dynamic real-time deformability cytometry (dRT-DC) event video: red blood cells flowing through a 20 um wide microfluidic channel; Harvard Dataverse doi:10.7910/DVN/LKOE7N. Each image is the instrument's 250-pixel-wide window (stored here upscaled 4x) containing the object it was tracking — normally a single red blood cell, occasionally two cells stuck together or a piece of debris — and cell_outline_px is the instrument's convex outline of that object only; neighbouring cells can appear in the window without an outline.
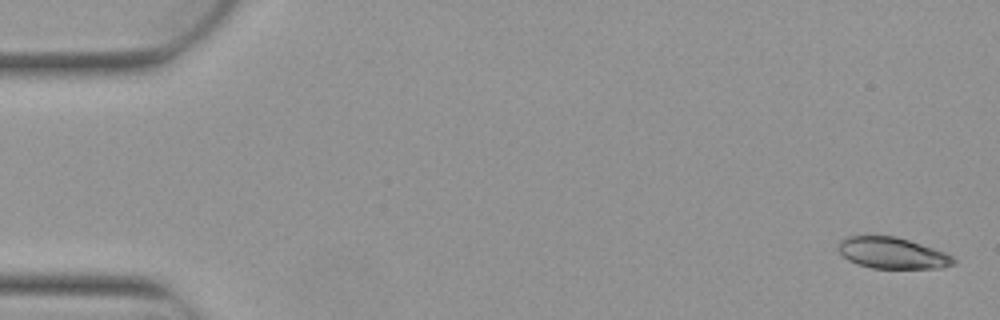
{"species": "Egyptian fruit bat (a non-hibernating species)", "species_latin": "Rousettus aegyptiacus", "temperature_condition": "warm", "stored_images_in_passage": 7, "segment_of_instrument_passage": [1, 2], "camera_frame_rate_fps": 3000, "um_per_image_px": 0.085, "animal": {"sex": "female"}, "frame": {"image": 1, "passage_image": 1, "time_ms": 0.0, "image_size_px": [1000, 320], "cell_outline_px": [[956, 264], [940, 268], [872, 268], [856, 264], [848, 260], [840, 252], [840, 240], [848, 236], [896, 236], [944, 252], [952, 256], [956, 260]], "centroid_in_image_um": [75.86, 21.52], "position_along_channel_um": 9.1, "area_um2": 20.75}}
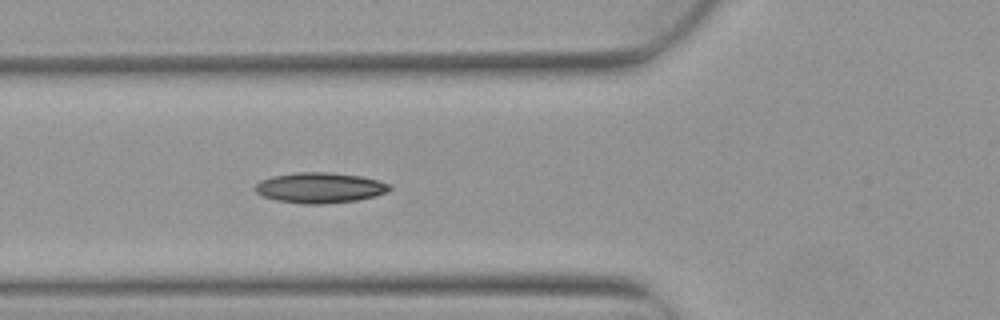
{"frame": {"image": 2, "passage_image": 6, "time_ms": 1.667, "image_size_px": [1000, 320], "cell_outline_px": [[392, 188], [388, 192], [376, 196], [356, 200], [324, 204], [304, 204], [276, 200], [264, 196], [256, 192], [256, 184], [260, 180], [272, 176], [296, 172], [332, 172], [360, 176], [392, 184]], "centroid_in_image_um": [27.22, 15.95], "position_along_channel_um": 98.6, "area_um2": 23.93}}